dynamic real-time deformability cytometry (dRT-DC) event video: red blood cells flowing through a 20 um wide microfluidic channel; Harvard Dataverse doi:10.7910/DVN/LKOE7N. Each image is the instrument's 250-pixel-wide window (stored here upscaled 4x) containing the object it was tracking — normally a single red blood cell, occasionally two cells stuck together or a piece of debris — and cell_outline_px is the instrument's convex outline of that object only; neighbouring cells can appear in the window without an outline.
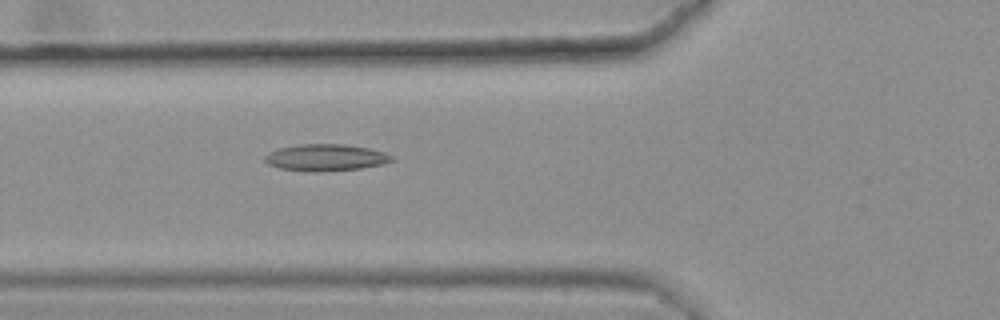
{"species": "common noctule bat (a hibernating species)", "species_latin": "Nyctalus noctula", "temperature_condition": "warm", "stored_images_in_passage": 35, "camera_frame_rate_fps": 3000, "um_per_image_px": 0.085, "animal": {"sex": "female", "body_mass_g": 25.1}, "frame": {"image": 1, "passage_image": 6, "time_ms": 1.667, "image_size_px": [1000, 320], "cell_outline_px": [[396, 160], [384, 164], [360, 168], [320, 172], [316, 172], [276, 168], [268, 164], [264, 160], [264, 156], [268, 152], [276, 148], [296, 144], [344, 144], [368, 148], [384, 152], [396, 156]], "centroid_in_image_um": [27.68, 13.39], "position_along_channel_um": 98.1, "area_um2": 20.17}}
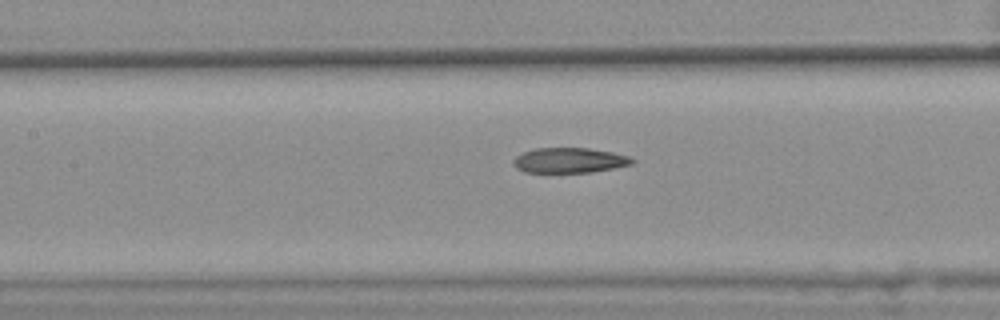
{"frame": {"image": 2, "passage_image": 11, "time_ms": 3.333, "image_size_px": [1000, 320], "cell_outline_px": [[636, 160], [632, 164], [592, 172], [524, 172], [516, 168], [512, 164], [512, 160], [516, 156], [524, 152], [536, 148], [588, 148], [612, 152], [628, 156]], "centroid_in_image_um": [48.38, 13.63], "position_along_channel_um": 159.0, "area_um2": 17.34}, "authors_computed_cell_mechanics": {"area_um2": 18.207, "velocity_mm_per_s": 3.6343, "shape_relaxation_time_tau1_ms": null, "shape_relaxation_time_tau2_ms": 4.4891, "deformation_change_tau1": null, "deformation_change_tau2": 0.1374}}